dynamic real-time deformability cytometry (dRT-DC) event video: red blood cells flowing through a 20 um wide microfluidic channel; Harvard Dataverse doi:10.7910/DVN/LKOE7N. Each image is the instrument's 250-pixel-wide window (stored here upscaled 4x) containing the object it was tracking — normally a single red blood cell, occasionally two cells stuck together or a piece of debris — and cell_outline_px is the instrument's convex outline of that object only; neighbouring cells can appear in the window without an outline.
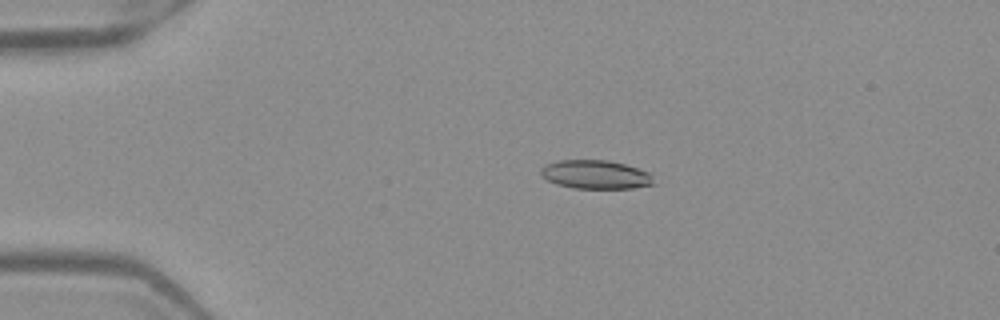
{"species": "Egyptian fruit bat (a non-hibernating species)", "species_latin": "Rousettus aegyptiacus", "temperature_condition": "warm", "stored_images_in_passage": 44, "camera_frame_rate_fps": 3000, "um_per_image_px": 0.085, "frame": {"image": 1, "passage_image": 4, "time_ms": 1.0, "image_size_px": [1000, 320], "cell_outline_px": [[656, 184], [632, 188], [572, 188], [556, 184], [548, 180], [540, 172], [540, 168], [544, 164], [556, 160], [608, 160], [624, 164], [648, 172], [652, 176]], "centroid_in_image_um": [50.6, 14.83], "position_along_channel_um": 34.4, "area_um2": 18.9}}
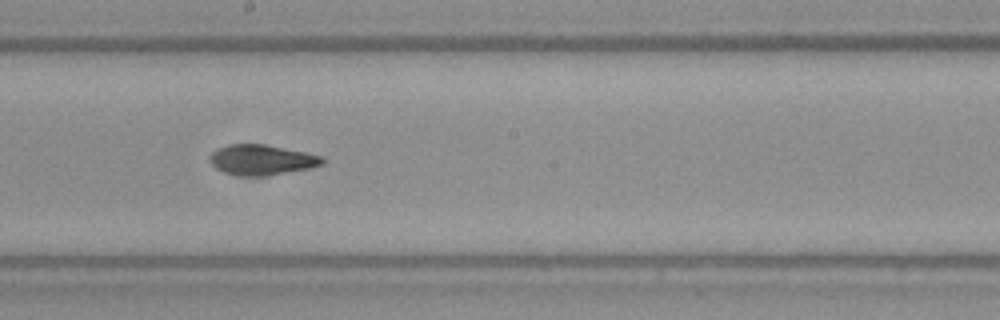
{"frame": {"image": 2, "passage_image": 22, "time_ms": 7.0, "image_size_px": [1000, 320], "cell_outline_px": [[324, 164], [308, 168], [264, 176], [240, 176], [224, 172], [216, 168], [208, 160], [208, 156], [216, 148], [228, 144], [264, 144], [324, 156]], "centroid_in_image_um": [22.2, 13.58], "position_along_channel_um": 226.0, "area_um2": 19.88}}
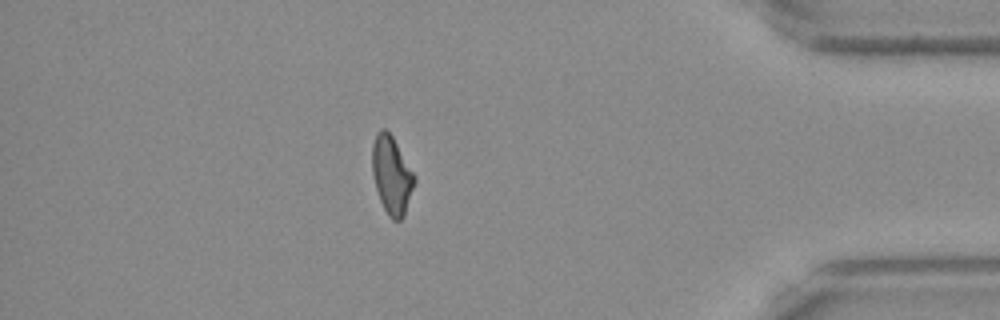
{"frame": {"image": 3, "passage_image": 38, "time_ms": 12.333, "image_size_px": [1000, 320], "cell_outline_px": [[416, 180], [404, 216], [400, 220], [392, 220], [388, 216], [380, 200], [376, 188], [372, 172], [372, 144], [376, 132], [380, 128], [384, 128], [392, 136], [416, 176]], "centroid_in_image_um": [33.29, 14.88], "position_along_channel_um": 401.9, "area_um2": 19.19}, "authors_computed_cell_mechanics": {"area_um2": 19.3919, "velocity_mm_per_s": 3.9979, "shape_relaxation_time_tau1_ms": null, "shape_relaxation_time_tau2_ms": 3.8865, "deformation_change_tau1": null, "deformation_change_tau2": 0.1297}}